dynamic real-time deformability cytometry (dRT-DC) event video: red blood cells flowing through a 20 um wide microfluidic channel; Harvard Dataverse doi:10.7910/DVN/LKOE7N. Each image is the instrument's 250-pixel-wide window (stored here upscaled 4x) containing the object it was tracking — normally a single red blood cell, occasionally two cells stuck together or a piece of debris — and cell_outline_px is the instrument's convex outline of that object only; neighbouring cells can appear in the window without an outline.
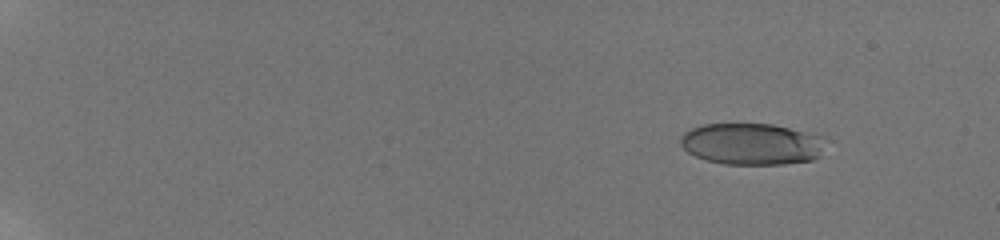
{"species": "human", "species_latin": "Homo sapiens", "temperature_condition": "room temperature", "stored_images_in_passage": 26, "camera_frame_rate_fps": 3000, "um_per_image_px": 0.085, "donor": {"sex": "male"}, "frame": {"image": 1, "passage_image": 6, "time_ms": 2.0, "image_size_px": [1000, 240], "cell_outline_px": [[832, 140], [812, 160], [784, 164], [724, 164], [704, 160], [688, 152], [680, 144], [680, 136], [684, 132], [692, 128], [704, 124], [772, 124], [820, 136]], "centroid_in_image_um": [63.9, 12.24], "position_along_channel_um": 21.1, "area_um2": 35.26}}
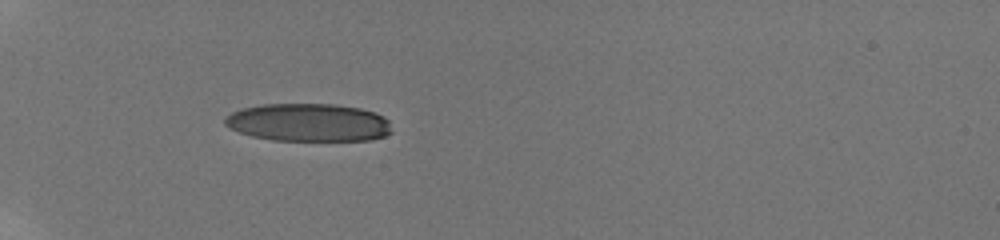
{"frame": {"image": 2, "passage_image": 17, "time_ms": 6.667, "image_size_px": [1000, 240], "cell_outline_px": [[392, 132], [384, 136], [368, 140], [272, 140], [252, 136], [228, 128], [224, 124], [224, 116], [240, 108], [260, 104], [336, 104], [360, 108], [376, 112], [384, 116], [388, 120]], "centroid_in_image_um": [26.19, 10.4], "position_along_channel_um": 58.8, "area_um2": 37.17}}
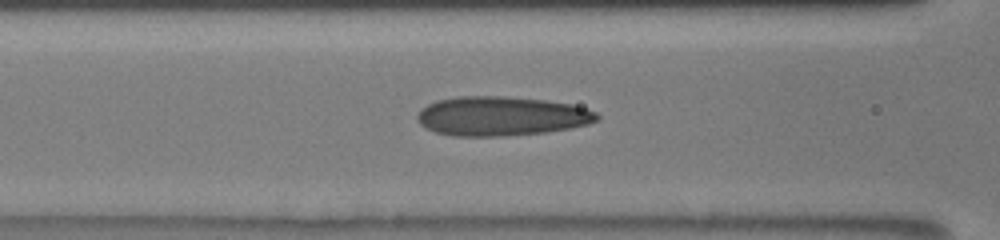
{"frame": {"image": 3, "passage_image": 23, "time_ms": 9.0, "image_size_px": [1000, 240], "cell_outline_px": [[600, 116], [596, 120], [588, 124], [568, 128], [544, 132], [504, 136], [452, 136], [436, 132], [420, 124], [416, 116], [428, 104], [436, 100], [460, 96], [500, 96], [544, 100], [572, 104], [596, 112]], "centroid_in_image_um": [42.6, 9.87], "position_along_channel_um": 124.0, "area_um2": 40.81}}